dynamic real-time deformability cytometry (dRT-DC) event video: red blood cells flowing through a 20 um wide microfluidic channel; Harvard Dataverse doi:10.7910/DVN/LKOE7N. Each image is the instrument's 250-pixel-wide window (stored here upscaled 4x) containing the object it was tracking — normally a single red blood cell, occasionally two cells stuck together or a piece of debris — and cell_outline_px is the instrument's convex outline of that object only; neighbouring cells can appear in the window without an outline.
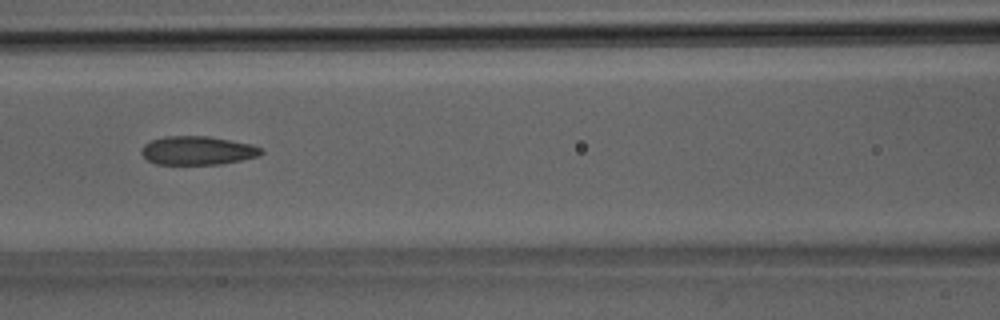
{"species": "Egyptian fruit bat (a non-hibernating species)", "species_latin": "Rousettus aegyptiacus", "temperature_condition": "room temperature", "stored_images_in_passage": 30, "camera_frame_rate_fps": 3000, "um_per_image_px": 0.085, "animal": {"sex": "male"}, "frame": {"image": 1, "passage_image": 11, "time_ms": 3.333, "image_size_px": [1000, 320], "cell_outline_px": [[264, 152], [260, 156], [220, 164], [156, 164], [148, 160], [140, 152], [140, 148], [144, 144], [152, 140], [164, 136], [208, 136], [252, 144], [260, 148]], "centroid_in_image_um": [16.78, 12.79], "position_along_channel_um": 149.8, "area_um2": 20.0}}
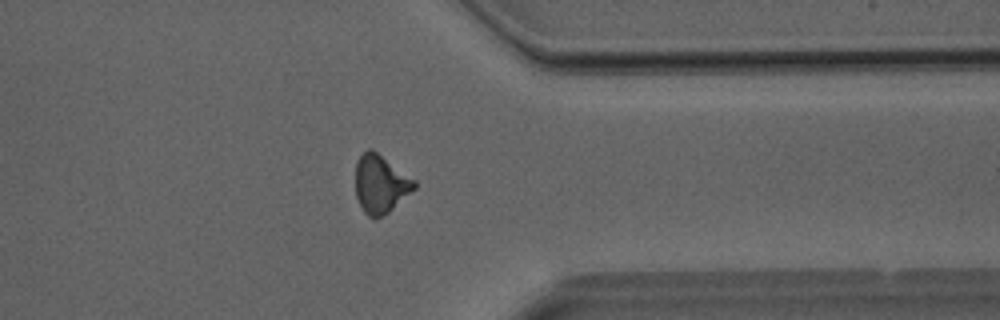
{"frame": {"image": 2, "passage_image": 24, "time_ms": 7.667, "image_size_px": [1000, 320], "cell_outline_px": [[416, 188], [388, 212], [380, 216], [368, 216], [364, 212], [356, 196], [356, 160], [368, 148], [372, 148], [416, 180]], "centroid_in_image_um": [32.35, 15.6], "position_along_channel_um": 379.1, "area_um2": 19.77}}
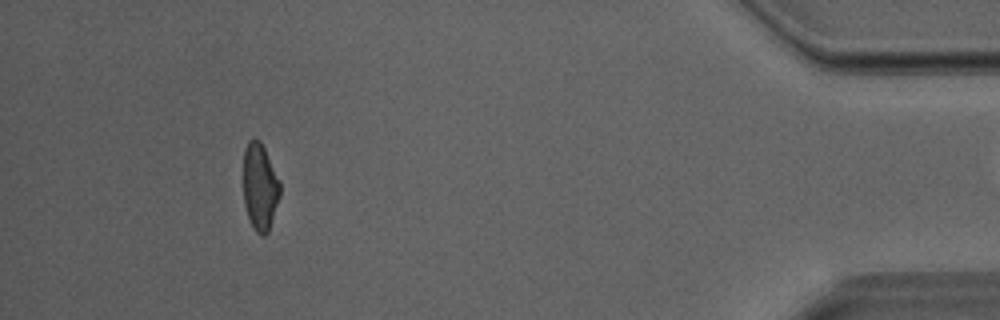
{"frame": {"image": 3, "passage_image": 29, "time_ms": 9.333, "image_size_px": [1000, 320], "cell_outline_px": [[280, 196], [268, 232], [264, 236], [260, 236], [256, 232], [248, 216], [244, 204], [244, 148], [248, 140], [260, 140], [280, 180]], "centroid_in_image_um": [22.1, 15.89], "position_along_channel_um": 413.1, "area_um2": 18.5}}